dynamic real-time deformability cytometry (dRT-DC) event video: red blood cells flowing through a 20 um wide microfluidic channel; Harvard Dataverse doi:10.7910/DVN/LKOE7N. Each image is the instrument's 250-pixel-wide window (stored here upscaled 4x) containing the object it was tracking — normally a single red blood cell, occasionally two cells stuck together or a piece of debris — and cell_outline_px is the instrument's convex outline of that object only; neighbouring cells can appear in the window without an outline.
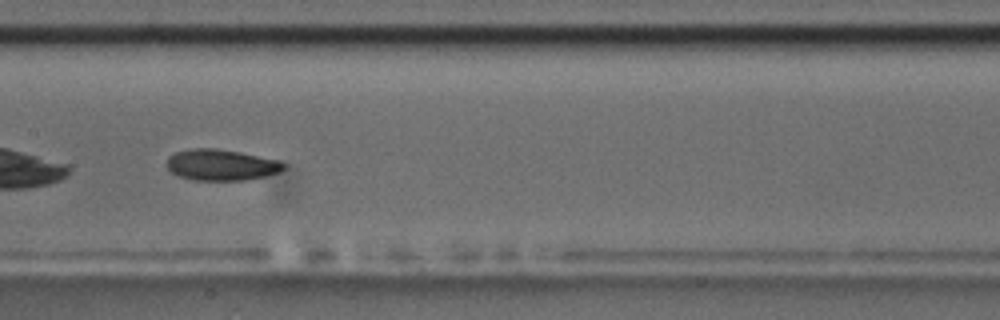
{"species": "common noctule bat (a hibernating species)", "species_latin": "Nyctalus noctula", "temperature_condition": "room temperature", "stored_images_in_passage": 36, "camera_frame_rate_fps": 3000, "um_per_image_px": 0.085, "animal": {"sex": "male", "body_mass_g": 17.5, "forearm_length_mm": 52.3}, "frame": {"image": 1, "passage_image": 11, "time_ms": 3.333, "image_size_px": [1000, 320], "cell_outline_px": [[288, 168], [280, 172], [248, 180], [192, 180], [180, 176], [172, 172], [168, 168], [168, 156], [176, 152], [192, 148], [216, 148], [240, 152], [280, 160], [288, 164]], "centroid_in_image_um": [18.88, 14.01], "position_along_channel_um": 188.5, "area_um2": 21.39}, "authors_computed_cell_mechanics": {"area_um2": 21.2126, "velocity_mm_per_s": 3.6899, "shape_relaxation_time_tau1_ms": 6.3092, "shape_relaxation_time_tau2_ms": 3.8759, "deformation_change_tau1": 0.1333, "deformation_change_tau2": 0.0987}}